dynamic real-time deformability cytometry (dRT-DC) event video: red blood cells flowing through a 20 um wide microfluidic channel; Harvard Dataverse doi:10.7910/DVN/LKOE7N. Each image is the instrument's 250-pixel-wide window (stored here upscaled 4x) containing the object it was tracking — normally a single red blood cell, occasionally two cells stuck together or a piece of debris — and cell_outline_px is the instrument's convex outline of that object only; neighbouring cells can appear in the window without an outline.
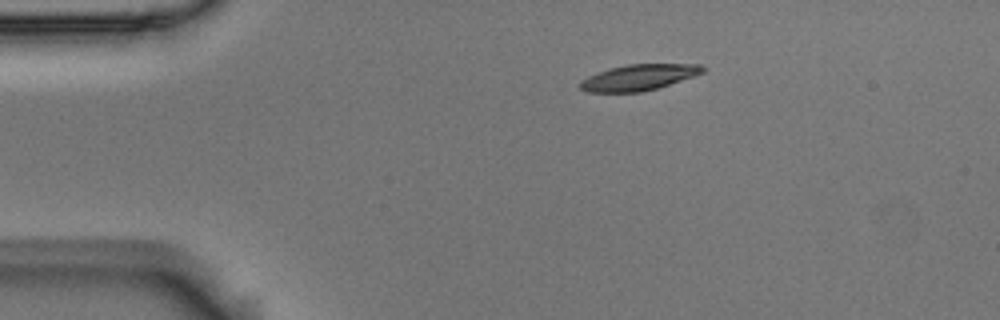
{"species": "Egyptian fruit bat (a non-hibernating species)", "species_latin": "Rousettus aegyptiacus", "temperature_condition": "room temperature", "stored_images_in_passage": 45, "camera_frame_rate_fps": 3000, "um_per_image_px": 0.085, "animal": {"sex": "male"}, "frame": {"image": 1, "passage_image": 1, "time_ms": 0.0, "image_size_px": [1000, 320], "cell_outline_px": [[704, 72], [656, 88], [640, 92], [588, 92], [580, 88], [580, 80], [588, 76], [612, 68], [628, 64], [700, 64], [704, 68]], "centroid_in_image_um": [54.26, 6.58], "position_along_channel_um": 30.7, "area_um2": 18.09}}
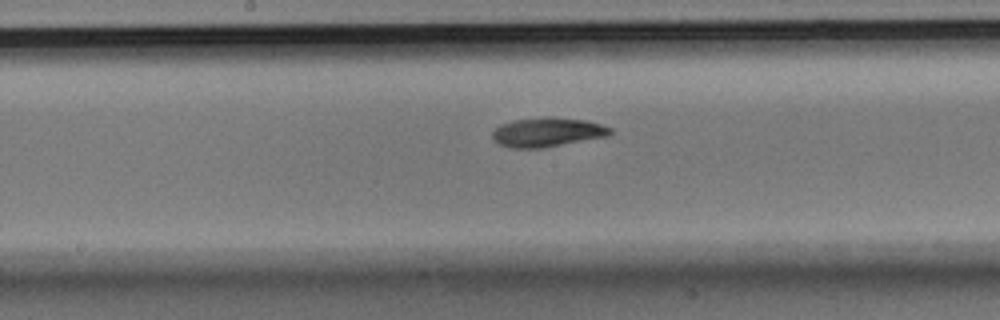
{"frame": {"image": 2, "passage_image": 19, "time_ms": 6.0, "image_size_px": [1000, 320], "cell_outline_px": [[612, 132], [608, 136], [544, 148], [512, 148], [500, 144], [492, 136], [492, 132], [500, 124], [512, 120], [544, 116], [556, 116], [584, 120], [600, 124], [612, 128]], "centroid_in_image_um": [46.53, 11.22], "position_along_channel_um": 201.7, "area_um2": 20.29}}
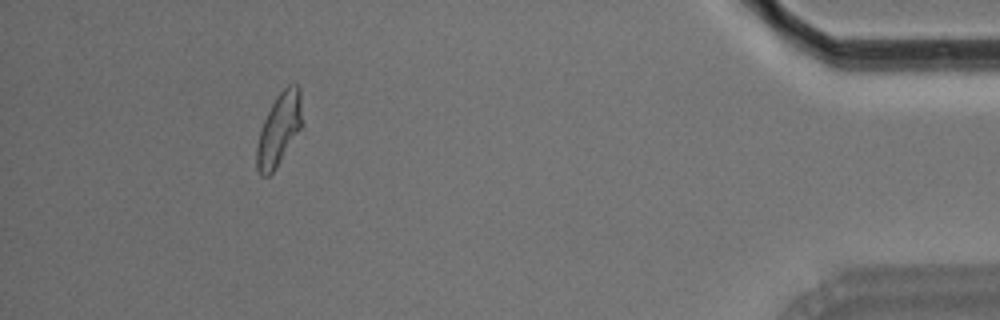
{"frame": {"image": 3, "passage_image": 41, "time_ms": 13.333, "image_size_px": [1000, 320], "cell_outline_px": [[304, 128], [276, 168], [268, 176], [260, 176], [256, 168], [256, 144], [264, 120], [276, 96], [288, 84], [296, 84], [300, 88], [304, 124]], "centroid_in_image_um": [23.77, 11.01], "position_along_channel_um": 411.4, "area_um2": 19.83}, "authors_computed_cell_mechanics": {"area_um2": 19.4786, "velocity_mm_per_s": 3.6676, "shape_relaxation_time_tau1_ms": 4.9596, "shape_relaxation_time_tau2_ms": 7.9979, "deformation_change_tau1": 0.1628, "deformation_change_tau2": 0.1424}}